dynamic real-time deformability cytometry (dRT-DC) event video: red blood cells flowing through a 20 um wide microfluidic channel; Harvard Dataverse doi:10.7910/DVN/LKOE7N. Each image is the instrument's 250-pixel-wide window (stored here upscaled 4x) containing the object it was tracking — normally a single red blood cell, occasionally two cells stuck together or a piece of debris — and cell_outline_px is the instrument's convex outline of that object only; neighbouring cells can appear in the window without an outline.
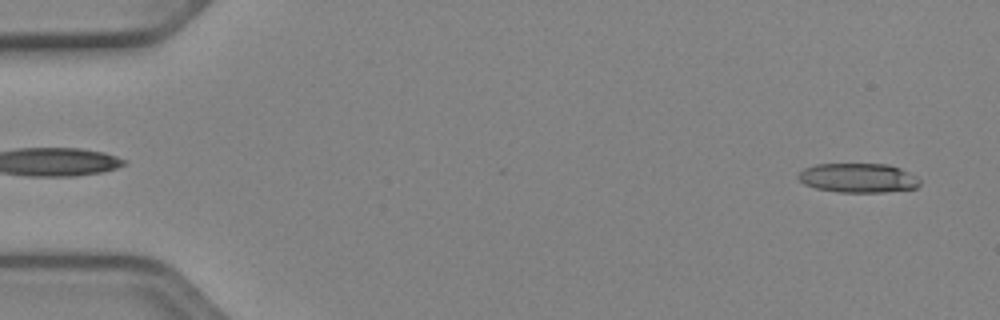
{"species": "Egyptian fruit bat (a non-hibernating species)", "species_latin": "Rousettus aegyptiacus", "temperature_condition": "cold", "stored_images_in_passage": 52, "camera_frame_rate_fps": 3000, "um_per_image_px": 0.085, "animal": {"sex": "female"}, "frame": {"image": 1, "passage_image": 3, "time_ms": 0.667, "image_size_px": [1000, 320], "cell_outline_px": [[920, 184], [916, 188], [884, 192], [840, 192], [816, 188], [804, 184], [796, 176], [804, 168], [816, 164], [888, 164], [900, 168], [916, 176], [920, 180]], "centroid_in_image_um": [72.94, 15.12], "position_along_channel_um": 12.1, "area_um2": 20.75}}
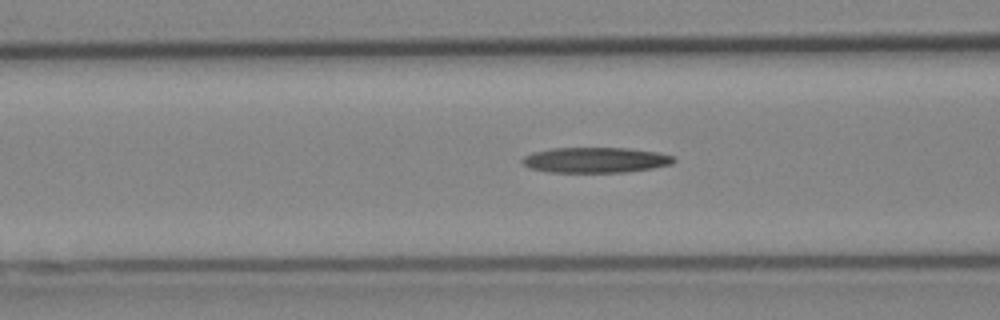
{"frame": {"image": 2, "passage_image": 21, "time_ms": 6.667, "image_size_px": [1000, 320], "cell_outline_px": [[676, 160], [672, 164], [652, 168], [624, 172], [548, 172], [528, 168], [520, 160], [524, 156], [532, 152], [552, 148], [628, 148], [656, 152], [672, 156]], "centroid_in_image_um": [50.57, 13.6], "position_along_channel_um": 116.0, "area_um2": 22.43}}
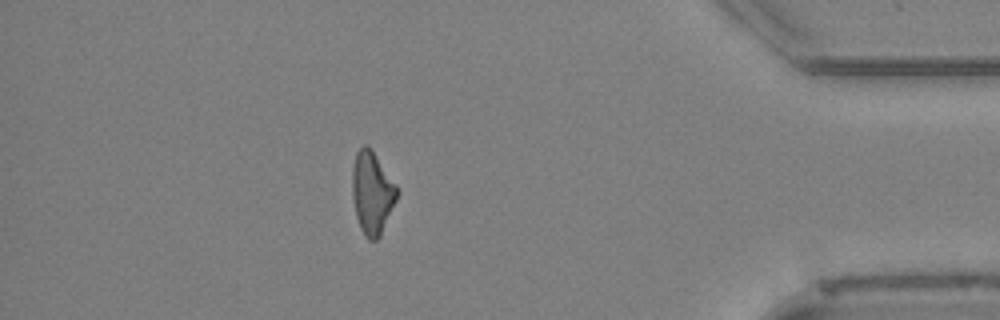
{"frame": {"image": 3, "passage_image": 46, "time_ms": 15.0, "image_size_px": [1000, 320], "cell_outline_px": [[400, 192], [380, 236], [376, 240], [368, 240], [364, 236], [360, 228], [356, 216], [352, 196], [352, 168], [356, 152], [364, 144], [368, 144], [372, 148], [400, 188]], "centroid_in_image_um": [31.65, 16.35], "position_along_channel_um": 403.6, "area_um2": 22.08}}